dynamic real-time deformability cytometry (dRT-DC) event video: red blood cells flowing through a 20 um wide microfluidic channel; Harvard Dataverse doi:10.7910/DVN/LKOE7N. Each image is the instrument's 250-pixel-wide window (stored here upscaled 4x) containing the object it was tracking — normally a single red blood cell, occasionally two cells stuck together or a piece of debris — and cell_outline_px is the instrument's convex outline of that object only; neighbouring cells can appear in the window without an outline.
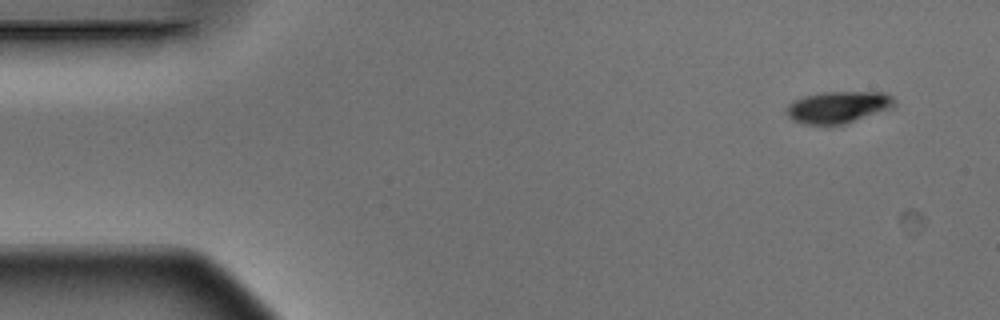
{"species": "Egyptian fruit bat (a non-hibernating species)", "species_latin": "Rousettus aegyptiacus", "temperature_condition": "warm", "stored_images_in_passage": 4, "camera_frame_rate_fps": 3000, "um_per_image_px": 0.085, "animal": {"sex": "male"}, "frame": {"image": 1, "passage_image": 1, "time_ms": 0.0, "image_size_px": [1000, 320], "cell_outline_px": [[896, 104], [892, 108], [844, 124], [804, 124], [792, 120], [784, 112], [788, 104], [804, 96], [824, 92], [884, 92], [892, 96], [896, 100]], "centroid_in_image_um": [71.25, 9.1], "position_along_channel_um": 13.8, "area_um2": 20.0}}